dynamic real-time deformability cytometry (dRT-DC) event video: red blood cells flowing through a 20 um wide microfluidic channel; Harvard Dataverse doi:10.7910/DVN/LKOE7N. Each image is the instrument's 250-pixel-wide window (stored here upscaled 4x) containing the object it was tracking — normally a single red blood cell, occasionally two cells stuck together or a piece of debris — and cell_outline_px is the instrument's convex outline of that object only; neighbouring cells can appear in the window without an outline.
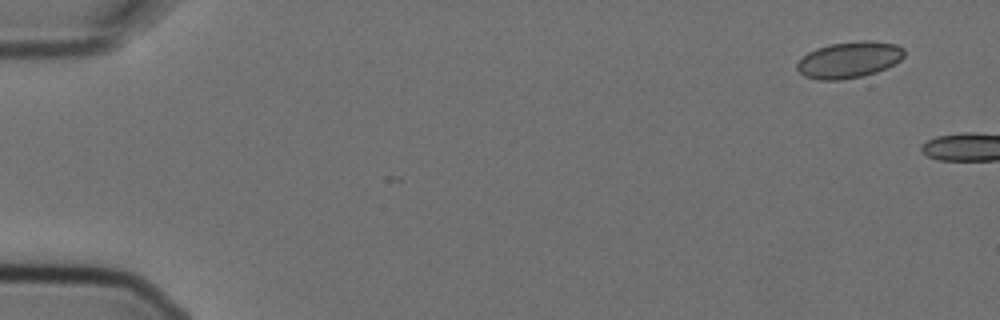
{"species": "Egyptian fruit bat (a non-hibernating species)", "species_latin": "Rousettus aegyptiacus", "temperature_condition": "cold", "stored_images_in_passage": 3, "camera_frame_rate_fps": 3000, "um_per_image_px": 0.085, "animal": {"sex": "female"}, "frame": {"image": 1, "passage_image": 1, "time_ms": 0.0, "image_size_px": [1000, 320], "cell_outline_px": [[904, 56], [900, 60], [876, 72], [860, 76], [840, 80], [816, 80], [804, 76], [796, 68], [796, 64], [808, 52], [816, 48], [828, 44], [860, 40], [872, 40], [896, 44], [904, 48]], "centroid_in_image_um": [72.16, 5.07], "position_along_channel_um": 12.8, "area_um2": 22.72}}